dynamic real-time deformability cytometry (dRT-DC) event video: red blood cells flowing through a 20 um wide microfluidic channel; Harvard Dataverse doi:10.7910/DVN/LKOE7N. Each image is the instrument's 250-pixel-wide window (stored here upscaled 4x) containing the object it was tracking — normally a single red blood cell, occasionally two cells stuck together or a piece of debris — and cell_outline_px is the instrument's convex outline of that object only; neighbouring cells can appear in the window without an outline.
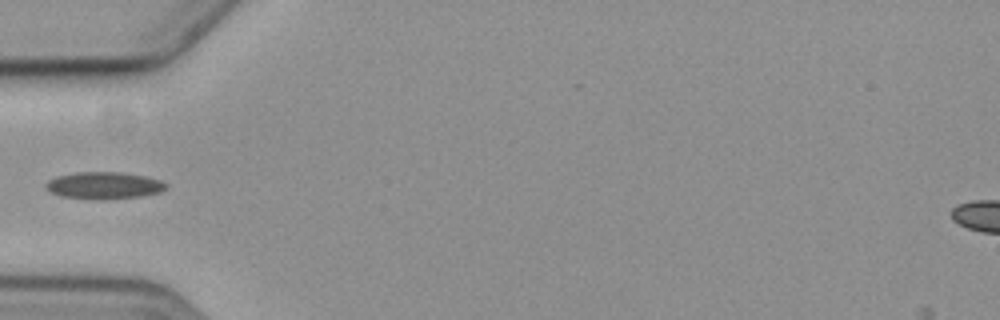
{"species": "common noctule bat (a hibernating species)", "species_latin": "Nyctalus noctula", "temperature_condition": "cold", "stored_images_in_passage": 6, "camera_frame_rate_fps": 3000, "um_per_image_px": 0.085, "animal": {"sex": "female", "body_mass_g": 19.3, "forearm_length_mm": 54.1}, "frame": {"image": 1, "passage_image": 5, "time_ms": 4.667, "image_size_px": [1000, 320], "cell_outline_px": [[168, 188], [160, 192], [140, 196], [104, 200], [96, 200], [60, 196], [48, 192], [44, 188], [44, 184], [48, 180], [56, 176], [80, 172], [120, 172], [144, 176], [160, 180], [168, 184]], "centroid_in_image_um": [8.8, 15.77], "position_along_channel_um": 76.2, "area_um2": 19.19}}